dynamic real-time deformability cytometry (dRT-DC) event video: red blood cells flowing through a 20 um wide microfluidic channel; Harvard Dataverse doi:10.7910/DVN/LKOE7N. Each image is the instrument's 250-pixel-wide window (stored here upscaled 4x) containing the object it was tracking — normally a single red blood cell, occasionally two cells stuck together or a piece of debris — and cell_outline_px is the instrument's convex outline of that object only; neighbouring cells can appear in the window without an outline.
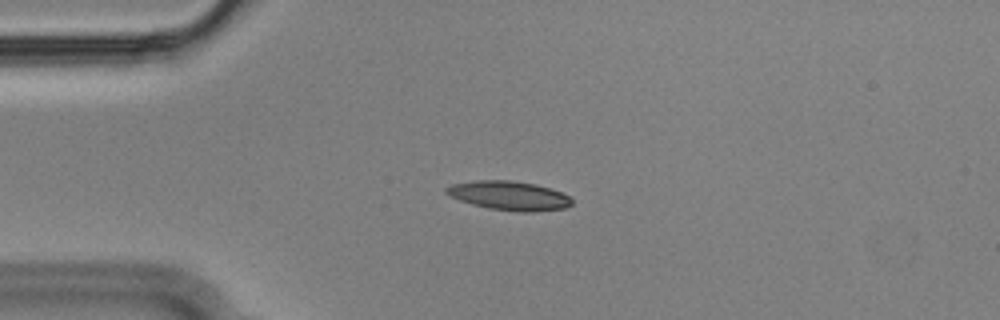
{"species": "Egyptian fruit bat (a non-hibernating species)", "species_latin": "Rousettus aegyptiacus", "temperature_condition": "cold", "stored_images_in_passage": 31, "camera_frame_rate_fps": 3000, "um_per_image_px": 0.085, "animal": {"sex": "male"}, "frame": {"image": 1, "passage_image": 10, "time_ms": 3.0, "image_size_px": [1000, 320], "cell_outline_px": [[572, 204], [564, 208], [532, 212], [520, 212], [488, 208], [472, 204], [448, 196], [444, 192], [444, 188], [452, 184], [476, 180], [512, 180], [536, 184], [560, 192], [568, 196], [572, 200]], "centroid_in_image_um": [43.23, 16.62], "position_along_channel_um": 41.8, "area_um2": 21.27}}
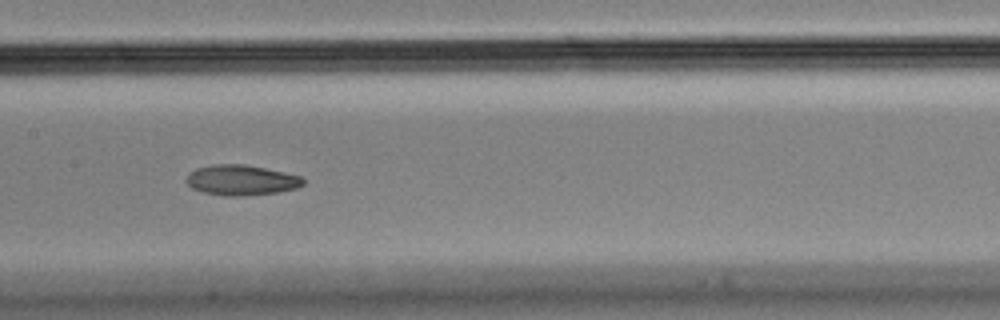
{"frame": {"image": 2, "passage_image": 24, "time_ms": 7.667, "image_size_px": [1000, 320], "cell_outline_px": [[304, 184], [296, 188], [276, 192], [244, 196], [224, 196], [200, 192], [192, 188], [184, 180], [196, 168], [212, 164], [244, 164], [284, 172], [300, 176], [304, 180]], "centroid_in_image_um": [20.48, 15.31], "position_along_channel_um": 186.9, "area_um2": 20.63}}
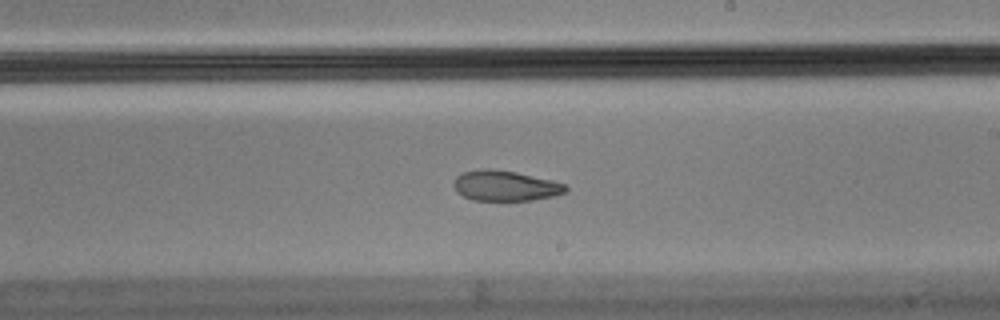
{"frame": {"image": 3, "passage_image": 29, "time_ms": 9.333, "image_size_px": [1000, 320], "cell_outline_px": [[568, 188], [564, 192], [552, 196], [532, 200], [472, 200], [456, 192], [452, 184], [456, 176], [464, 172], [480, 168], [492, 168], [516, 172], [552, 180], [564, 184]], "centroid_in_image_um": [42.89, 15.77], "position_along_channel_um": 246.1, "area_um2": 19.83}}